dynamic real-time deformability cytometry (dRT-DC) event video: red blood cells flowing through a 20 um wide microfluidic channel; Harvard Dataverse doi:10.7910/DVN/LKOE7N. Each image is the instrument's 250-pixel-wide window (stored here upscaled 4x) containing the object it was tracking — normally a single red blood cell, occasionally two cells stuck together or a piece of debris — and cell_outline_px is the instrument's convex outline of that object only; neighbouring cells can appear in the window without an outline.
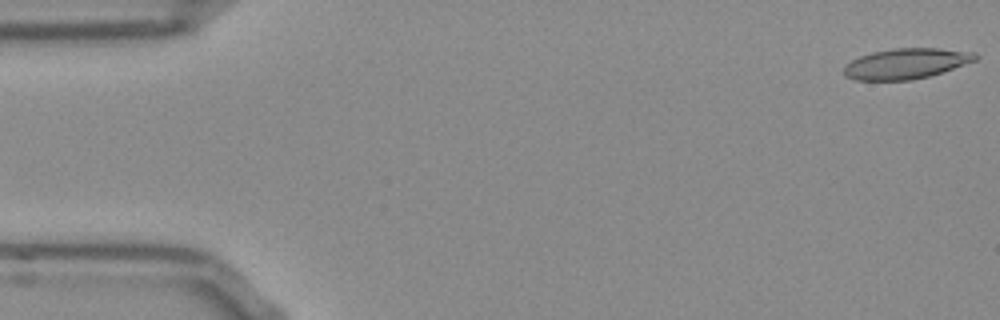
{"species": "Egyptian fruit bat (a non-hibernating species)", "species_latin": "Rousettus aegyptiacus", "temperature_condition": "room temperature", "stored_images_in_passage": 16, "camera_frame_rate_fps": 3000, "um_per_image_px": 0.085, "frame": {"image": 1, "passage_image": 1, "time_ms": 0.0, "image_size_px": [1000, 320], "cell_outline_px": [[980, 56], [976, 60], [928, 76], [912, 80], [856, 80], [844, 76], [844, 64], [860, 56], [872, 52], [892, 48], [936, 48], [976, 52]], "centroid_in_image_um": [76.99, 5.4], "position_along_channel_um": 8.0, "area_um2": 23.29}}
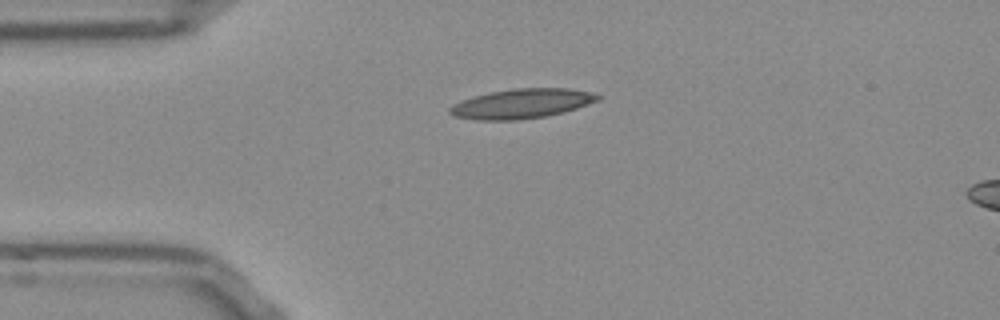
{"frame": {"image": 2, "passage_image": 12, "time_ms": 3.667, "image_size_px": [1000, 320], "cell_outline_px": [[600, 100], [576, 108], [544, 116], [516, 120], [476, 120], [456, 116], [448, 112], [448, 108], [452, 104], [472, 96], [488, 92], [512, 88], [572, 88], [588, 92], [600, 96]], "centroid_in_image_um": [44.29, 8.8], "position_along_channel_um": 40.7, "area_um2": 25.43}}